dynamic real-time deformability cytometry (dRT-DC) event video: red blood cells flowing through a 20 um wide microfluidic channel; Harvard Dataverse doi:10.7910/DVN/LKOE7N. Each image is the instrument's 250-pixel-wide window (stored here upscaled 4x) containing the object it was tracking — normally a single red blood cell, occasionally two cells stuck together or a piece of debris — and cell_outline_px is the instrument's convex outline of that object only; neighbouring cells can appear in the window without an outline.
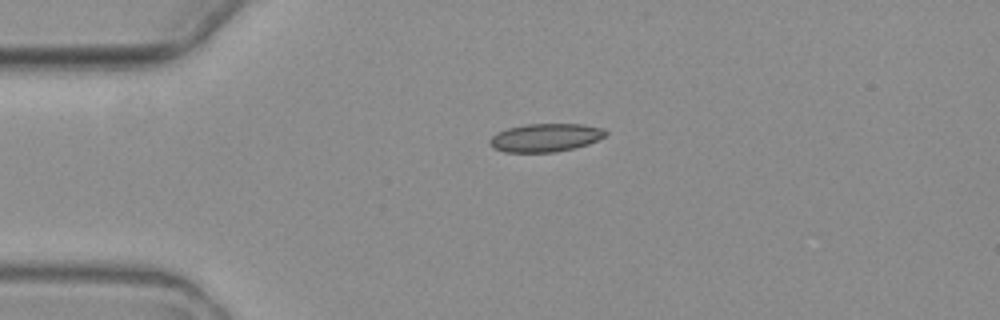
{"species": "common noctule bat (a hibernating species)", "species_latin": "Nyctalus noctula", "temperature_condition": "warm", "stored_images_in_passage": 2, "camera_frame_rate_fps": 3000, "um_per_image_px": 0.085, "animal": {"sex": "female", "body_mass_g": 19.3, "forearm_length_mm": 54.1}, "frame": {"image": 1, "passage_image": 1, "time_ms": 0.0, "image_size_px": [1000, 320], "cell_outline_px": [[608, 132], [604, 136], [588, 144], [572, 148], [552, 152], [504, 152], [492, 148], [488, 144], [488, 140], [496, 132], [508, 128], [528, 124], [584, 124], [604, 128]], "centroid_in_image_um": [46.32, 11.69], "position_along_channel_um": 38.7, "area_um2": 19.07}}